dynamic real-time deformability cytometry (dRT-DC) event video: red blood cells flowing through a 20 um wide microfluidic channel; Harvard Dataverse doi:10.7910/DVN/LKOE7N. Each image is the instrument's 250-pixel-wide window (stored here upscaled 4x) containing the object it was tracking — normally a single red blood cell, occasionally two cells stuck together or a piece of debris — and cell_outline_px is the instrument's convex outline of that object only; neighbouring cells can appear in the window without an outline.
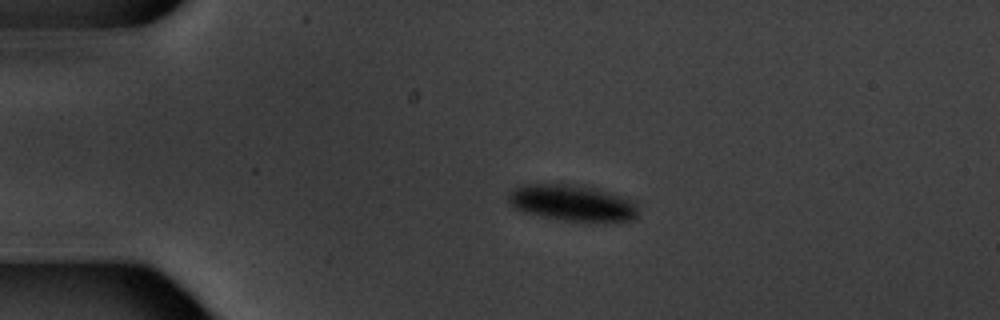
{"species": "common noctule bat (a hibernating species)", "species_latin": "Nyctalus noctula", "temperature_condition": "warm", "stored_images_in_passage": 5, "camera_frame_rate_fps": 3000, "um_per_image_px": 0.085, "animal": {"sex": "male", "body_mass_g": 20.1, "forearm_length_mm": 53.5}, "frame": {"image": 1, "passage_image": 3, "time_ms": 3.0, "image_size_px": [1000, 320], "cell_outline_px": [[636, 220], [564, 220], [544, 216], [528, 212], [516, 208], [508, 204], [508, 196], [516, 188], [524, 184], [552, 184], [588, 188], [636, 200]], "centroid_in_image_um": [48.62, 17.25], "position_along_channel_um": 36.4, "area_um2": 26.07}}
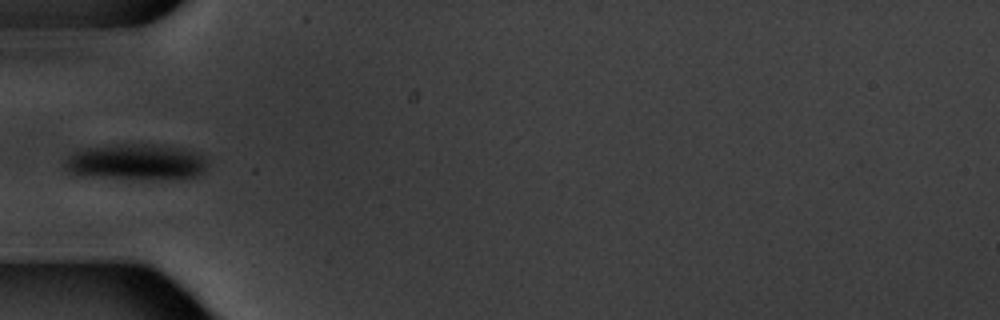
{"frame": {"image": 2, "passage_image": 5, "time_ms": 5.333, "image_size_px": [1000, 320], "cell_outline_px": [[204, 168], [196, 176], [148, 180], [140, 180], [80, 176], [68, 172], [64, 168], [64, 164], [68, 156], [76, 152], [88, 148], [116, 144], [160, 144], [180, 148], [196, 152], [204, 156]], "centroid_in_image_um": [11.5, 13.79], "position_along_channel_um": 73.5, "area_um2": 30.06}}